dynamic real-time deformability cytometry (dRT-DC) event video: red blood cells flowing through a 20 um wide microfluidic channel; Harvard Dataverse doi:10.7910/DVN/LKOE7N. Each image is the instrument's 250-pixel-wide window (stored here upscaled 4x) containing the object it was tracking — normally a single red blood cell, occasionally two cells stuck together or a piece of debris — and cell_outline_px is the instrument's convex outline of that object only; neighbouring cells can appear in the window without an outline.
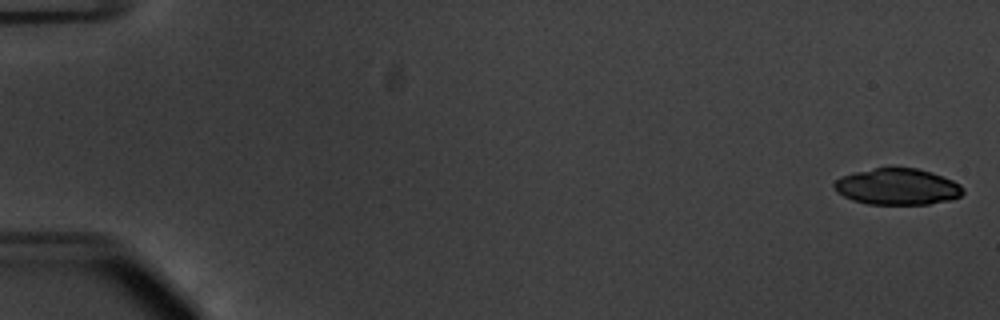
{"species": "common noctule bat (a hibernating species)", "species_latin": "Nyctalus noctula", "temperature_condition": "warm", "stored_images_in_passage": 10, "camera_frame_rate_fps": 3000, "um_per_image_px": 0.085, "animal": {"sex": "male", "body_mass_g": 20.1, "forearm_length_mm": 53.5}, "frame": {"image": 1, "passage_image": 2, "time_ms": 0.333, "image_size_px": [1000, 320], "cell_outline_px": [[964, 192], [960, 196], [948, 200], [928, 204], [868, 204], [852, 200], [836, 192], [832, 184], [840, 176], [856, 172], [876, 168], [916, 168], [932, 172], [952, 180], [960, 184], [964, 188]], "centroid_in_image_um": [76.26, 15.87], "position_along_channel_um": 8.7, "area_um2": 27.22}}